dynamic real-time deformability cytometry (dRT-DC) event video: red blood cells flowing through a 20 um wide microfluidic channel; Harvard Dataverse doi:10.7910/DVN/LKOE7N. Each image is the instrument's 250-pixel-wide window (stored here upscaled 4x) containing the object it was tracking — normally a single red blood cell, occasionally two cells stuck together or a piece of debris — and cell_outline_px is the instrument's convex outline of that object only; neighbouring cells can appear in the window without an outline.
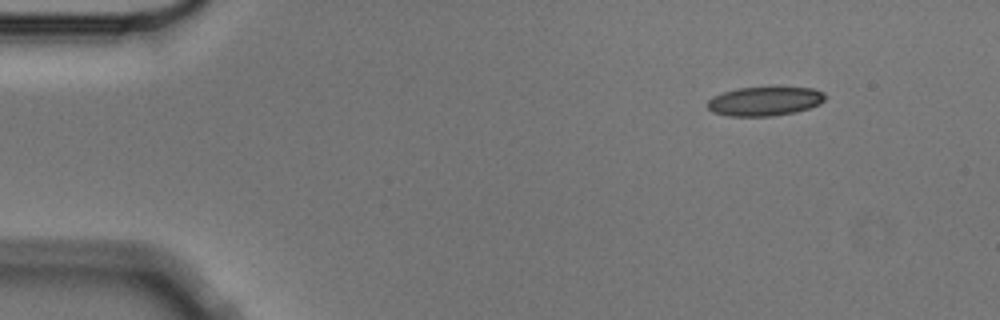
{"species": "Egyptian fruit bat (a non-hibernating species)", "species_latin": "Rousettus aegyptiacus", "temperature_condition": "cold", "stored_images_in_passage": 4, "camera_frame_rate_fps": 3000, "um_per_image_px": 0.085, "animal": {"sex": "male"}, "frame": {"image": 1, "passage_image": 1, "time_ms": 0.0, "image_size_px": [1000, 320], "cell_outline_px": [[824, 100], [820, 104], [796, 112], [772, 116], [728, 116], [712, 112], [708, 108], [708, 100], [712, 96], [724, 92], [740, 88], [812, 88], [824, 92]], "centroid_in_image_um": [64.98, 8.62], "position_along_channel_um": 20.0, "area_um2": 19.71}}
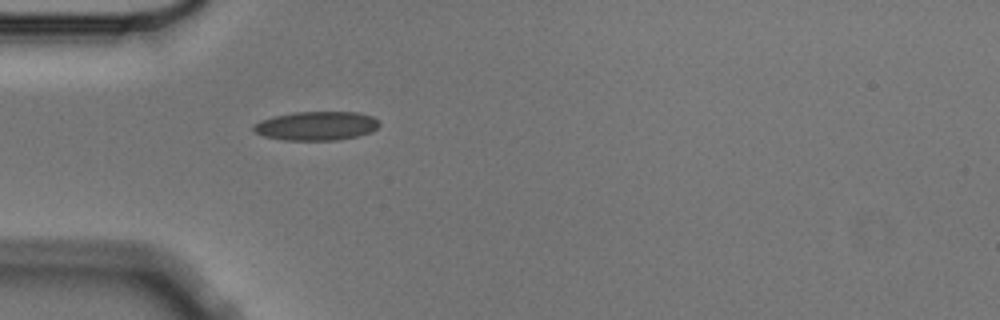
{"frame": {"image": 2, "passage_image": 4, "time_ms": 1.0, "image_size_px": [1000, 320], "cell_outline_px": [[380, 124], [372, 132], [356, 136], [336, 140], [284, 140], [264, 136], [256, 132], [252, 128], [252, 124], [260, 120], [272, 116], [296, 112], [360, 112], [372, 116], [380, 120]], "centroid_in_image_um": [26.9, 10.69], "position_along_channel_um": 58.1, "area_um2": 21.33}}